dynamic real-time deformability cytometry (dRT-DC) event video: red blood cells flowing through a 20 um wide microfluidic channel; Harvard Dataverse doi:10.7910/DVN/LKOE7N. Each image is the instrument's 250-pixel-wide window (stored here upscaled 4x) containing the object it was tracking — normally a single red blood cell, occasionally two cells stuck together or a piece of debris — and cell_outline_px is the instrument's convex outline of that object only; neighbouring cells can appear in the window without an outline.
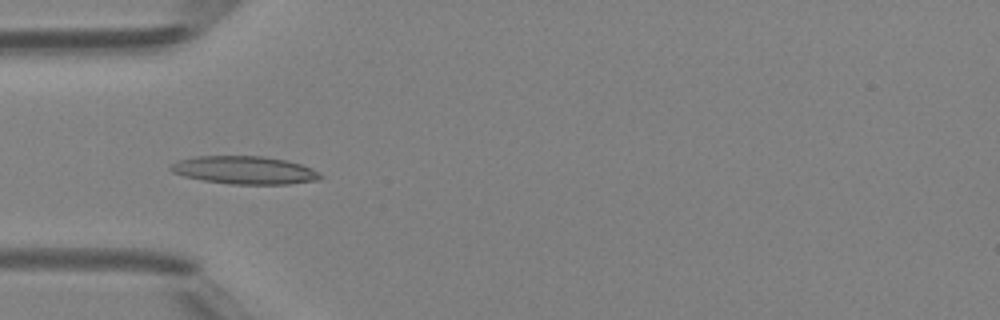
{"species": "Egyptian fruit bat (a non-hibernating species)", "species_latin": "Rousettus aegyptiacus", "temperature_condition": "room temperature", "stored_images_in_passage": 5, "camera_frame_rate_fps": 3000, "um_per_image_px": 0.085, "animal": {"sex": "female"}, "frame": {"image": 1, "passage_image": 4, "time_ms": 3.333, "image_size_px": [1000, 320], "cell_outline_px": [[324, 176], [320, 180], [288, 184], [232, 184], [204, 180], [184, 176], [172, 172], [168, 168], [172, 164], [180, 160], [196, 156], [264, 156], [284, 160], [300, 164], [312, 168], [320, 172]], "centroid_in_image_um": [20.83, 14.46], "position_along_channel_um": 64.2, "area_um2": 24.33}}
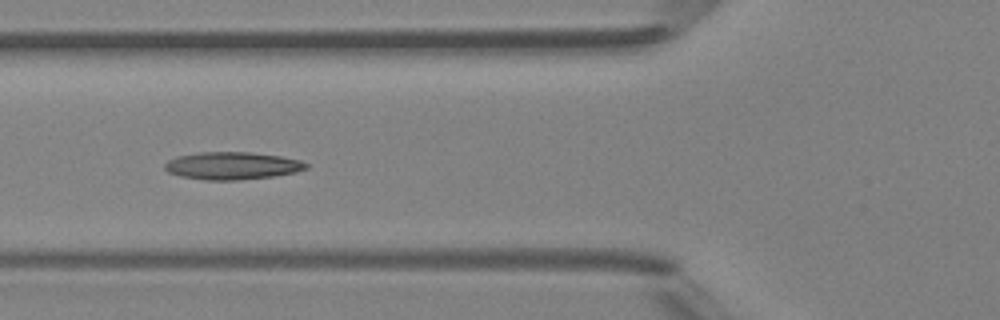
{"frame": {"image": 2, "passage_image": 5, "time_ms": 4.333, "image_size_px": [1000, 320], "cell_outline_px": [[308, 168], [296, 172], [272, 176], [240, 180], [204, 180], [180, 176], [168, 172], [164, 168], [164, 164], [168, 160], [176, 156], [200, 152], [248, 152], [280, 156], [300, 160], [308, 164]], "centroid_in_image_um": [19.71, 14.09], "position_along_channel_um": 106.1, "area_um2": 22.72}}